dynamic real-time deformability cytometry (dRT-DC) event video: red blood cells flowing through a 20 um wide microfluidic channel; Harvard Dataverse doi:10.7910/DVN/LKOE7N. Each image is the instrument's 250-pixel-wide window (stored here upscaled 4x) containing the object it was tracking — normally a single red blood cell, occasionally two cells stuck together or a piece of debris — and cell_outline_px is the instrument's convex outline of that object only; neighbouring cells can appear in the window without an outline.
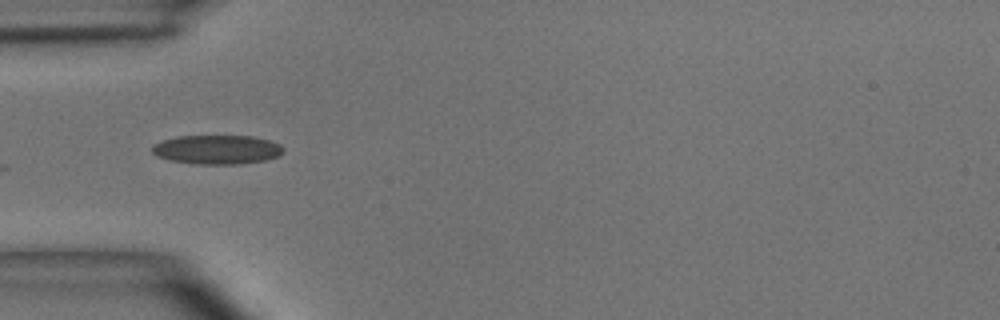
{"species": "common noctule bat (a hibernating species)", "species_latin": "Nyctalus noctula", "temperature_condition": "room temperature", "stored_images_in_passage": 7, "camera_frame_rate_fps": 3000, "um_per_image_px": 0.085, "animal": {"sex": "male", "body_mass_g": 15.6}, "frame": {"image": 1, "passage_image": 1, "time_ms": 0.0, "image_size_px": [1000, 320], "cell_outline_px": [[284, 152], [280, 156], [264, 160], [240, 164], [196, 164], [168, 160], [156, 156], [152, 152], [152, 144], [160, 140], [176, 136], [252, 136], [268, 140], [280, 144], [284, 148]], "centroid_in_image_um": [18.42, 12.71], "position_along_channel_um": 66.6, "area_um2": 22.54}}
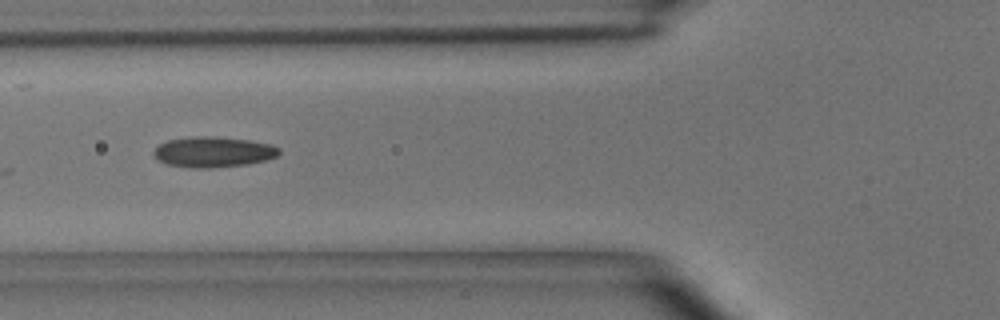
{"frame": {"image": 2, "passage_image": 4, "time_ms": 1.0, "image_size_px": [1000, 320], "cell_outline_px": [[280, 152], [276, 156], [264, 160], [248, 164], [208, 168], [188, 168], [168, 164], [156, 160], [152, 152], [160, 144], [168, 140], [196, 136], [212, 136], [248, 140], [272, 144], [280, 148]], "centroid_in_image_um": [18.11, 12.92], "position_along_channel_um": 107.7, "area_um2": 22.31}}